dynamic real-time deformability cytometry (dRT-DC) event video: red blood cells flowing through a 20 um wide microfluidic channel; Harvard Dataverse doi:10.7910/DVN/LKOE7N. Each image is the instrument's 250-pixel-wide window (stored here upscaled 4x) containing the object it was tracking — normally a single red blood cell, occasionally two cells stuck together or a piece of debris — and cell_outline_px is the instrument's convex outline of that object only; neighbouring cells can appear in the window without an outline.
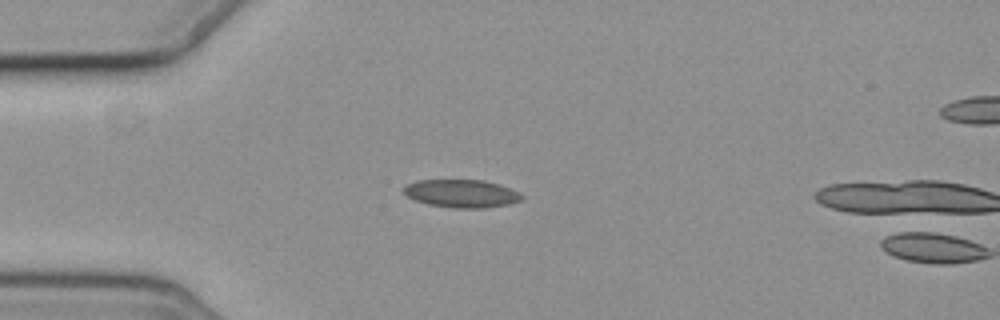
{"species": "common noctule bat (a hibernating species)", "species_latin": "Nyctalus noctula", "temperature_condition": "cold", "stored_images_in_passage": 4, "camera_frame_rate_fps": 3000, "um_per_image_px": 0.085, "animal": {"sex": "female", "body_mass_g": 19.3, "forearm_length_mm": 54.1}, "frame": {"image": 1, "passage_image": 3, "time_ms": 3.667, "image_size_px": [1000, 320], "cell_outline_px": [[524, 196], [520, 200], [508, 204], [484, 208], [452, 208], [428, 204], [416, 200], [408, 196], [404, 192], [404, 188], [408, 184], [416, 180], [484, 180], [500, 184]], "centroid_in_image_um": [39.22, 16.45], "position_along_channel_um": 45.8, "area_um2": 19.02}}